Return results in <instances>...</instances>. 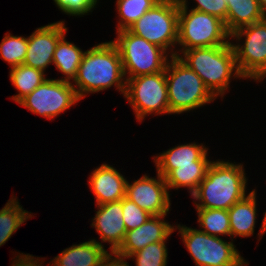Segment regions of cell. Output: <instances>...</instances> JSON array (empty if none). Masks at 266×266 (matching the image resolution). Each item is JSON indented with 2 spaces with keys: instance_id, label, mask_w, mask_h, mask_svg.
<instances>
[{
  "instance_id": "1",
  "label": "cell",
  "mask_w": 266,
  "mask_h": 266,
  "mask_svg": "<svg viewBox=\"0 0 266 266\" xmlns=\"http://www.w3.org/2000/svg\"><path fill=\"white\" fill-rule=\"evenodd\" d=\"M124 77L119 51L111 40L85 52L76 78L73 80L75 84L72 86L80 99H83L87 93L104 91L113 85L124 96L126 91Z\"/></svg>"
},
{
  "instance_id": "2",
  "label": "cell",
  "mask_w": 266,
  "mask_h": 266,
  "mask_svg": "<svg viewBox=\"0 0 266 266\" xmlns=\"http://www.w3.org/2000/svg\"><path fill=\"white\" fill-rule=\"evenodd\" d=\"M243 164L212 161L205 178L191 195L196 208L229 210L246 197L247 180ZM196 201L198 203H196Z\"/></svg>"
},
{
  "instance_id": "3",
  "label": "cell",
  "mask_w": 266,
  "mask_h": 266,
  "mask_svg": "<svg viewBox=\"0 0 266 266\" xmlns=\"http://www.w3.org/2000/svg\"><path fill=\"white\" fill-rule=\"evenodd\" d=\"M177 58L192 69L215 96L223 98L231 77L242 78L231 42L215 47H201L184 50ZM233 75V76H232Z\"/></svg>"
},
{
  "instance_id": "4",
  "label": "cell",
  "mask_w": 266,
  "mask_h": 266,
  "mask_svg": "<svg viewBox=\"0 0 266 266\" xmlns=\"http://www.w3.org/2000/svg\"><path fill=\"white\" fill-rule=\"evenodd\" d=\"M170 59L165 68L169 114L189 112L216 99L192 69L176 56Z\"/></svg>"
},
{
  "instance_id": "5",
  "label": "cell",
  "mask_w": 266,
  "mask_h": 266,
  "mask_svg": "<svg viewBox=\"0 0 266 266\" xmlns=\"http://www.w3.org/2000/svg\"><path fill=\"white\" fill-rule=\"evenodd\" d=\"M187 0H179L178 40L182 52L192 48L215 47L229 43L230 34L220 18L189 10Z\"/></svg>"
},
{
  "instance_id": "6",
  "label": "cell",
  "mask_w": 266,
  "mask_h": 266,
  "mask_svg": "<svg viewBox=\"0 0 266 266\" xmlns=\"http://www.w3.org/2000/svg\"><path fill=\"white\" fill-rule=\"evenodd\" d=\"M116 33L118 36L112 42L119 51L126 80L165 70L169 55L163 48L149 43L128 29Z\"/></svg>"
},
{
  "instance_id": "7",
  "label": "cell",
  "mask_w": 266,
  "mask_h": 266,
  "mask_svg": "<svg viewBox=\"0 0 266 266\" xmlns=\"http://www.w3.org/2000/svg\"><path fill=\"white\" fill-rule=\"evenodd\" d=\"M179 0H160L128 30L163 48L166 52L171 49V57L178 56V51L172 47L178 40ZM169 48V49H168Z\"/></svg>"
},
{
  "instance_id": "8",
  "label": "cell",
  "mask_w": 266,
  "mask_h": 266,
  "mask_svg": "<svg viewBox=\"0 0 266 266\" xmlns=\"http://www.w3.org/2000/svg\"><path fill=\"white\" fill-rule=\"evenodd\" d=\"M196 266H245L248 265L235 248L232 240L209 235L199 229L175 226Z\"/></svg>"
},
{
  "instance_id": "9",
  "label": "cell",
  "mask_w": 266,
  "mask_h": 266,
  "mask_svg": "<svg viewBox=\"0 0 266 266\" xmlns=\"http://www.w3.org/2000/svg\"><path fill=\"white\" fill-rule=\"evenodd\" d=\"M124 96L140 122L149 114H169L165 70L128 78Z\"/></svg>"
},
{
  "instance_id": "10",
  "label": "cell",
  "mask_w": 266,
  "mask_h": 266,
  "mask_svg": "<svg viewBox=\"0 0 266 266\" xmlns=\"http://www.w3.org/2000/svg\"><path fill=\"white\" fill-rule=\"evenodd\" d=\"M243 36V45L231 43L238 70L243 78L260 82L266 77V18L230 34L231 39L238 41Z\"/></svg>"
},
{
  "instance_id": "11",
  "label": "cell",
  "mask_w": 266,
  "mask_h": 266,
  "mask_svg": "<svg viewBox=\"0 0 266 266\" xmlns=\"http://www.w3.org/2000/svg\"><path fill=\"white\" fill-rule=\"evenodd\" d=\"M81 100L71 82L45 79L18 104L34 114L53 119Z\"/></svg>"
},
{
  "instance_id": "12",
  "label": "cell",
  "mask_w": 266,
  "mask_h": 266,
  "mask_svg": "<svg viewBox=\"0 0 266 266\" xmlns=\"http://www.w3.org/2000/svg\"><path fill=\"white\" fill-rule=\"evenodd\" d=\"M125 197L152 216L167 215L170 194L165 178L157 172V178L143 175L133 183H126Z\"/></svg>"
},
{
  "instance_id": "13",
  "label": "cell",
  "mask_w": 266,
  "mask_h": 266,
  "mask_svg": "<svg viewBox=\"0 0 266 266\" xmlns=\"http://www.w3.org/2000/svg\"><path fill=\"white\" fill-rule=\"evenodd\" d=\"M67 32L64 21L37 28L28 36V48L23 64L42 70L53 63V53L59 39Z\"/></svg>"
},
{
  "instance_id": "14",
  "label": "cell",
  "mask_w": 266,
  "mask_h": 266,
  "mask_svg": "<svg viewBox=\"0 0 266 266\" xmlns=\"http://www.w3.org/2000/svg\"><path fill=\"white\" fill-rule=\"evenodd\" d=\"M165 216H151L140 227L126 231L124 240L115 253L128 258L131 254L140 251L148 244L167 241L174 232L175 226L166 222L163 219Z\"/></svg>"
},
{
  "instance_id": "15",
  "label": "cell",
  "mask_w": 266,
  "mask_h": 266,
  "mask_svg": "<svg viewBox=\"0 0 266 266\" xmlns=\"http://www.w3.org/2000/svg\"><path fill=\"white\" fill-rule=\"evenodd\" d=\"M96 206L97 211L91 226L96 229L102 242L111 244V252H115L122 244L127 231L122 218V200Z\"/></svg>"
},
{
  "instance_id": "16",
  "label": "cell",
  "mask_w": 266,
  "mask_h": 266,
  "mask_svg": "<svg viewBox=\"0 0 266 266\" xmlns=\"http://www.w3.org/2000/svg\"><path fill=\"white\" fill-rule=\"evenodd\" d=\"M96 205L121 201L125 197L127 180L114 167L103 163L93 170L88 181Z\"/></svg>"
},
{
  "instance_id": "17",
  "label": "cell",
  "mask_w": 266,
  "mask_h": 266,
  "mask_svg": "<svg viewBox=\"0 0 266 266\" xmlns=\"http://www.w3.org/2000/svg\"><path fill=\"white\" fill-rule=\"evenodd\" d=\"M208 148L203 144L187 143L175 146L154 157L156 171L166 177L177 166L194 165V161L208 160Z\"/></svg>"
},
{
  "instance_id": "18",
  "label": "cell",
  "mask_w": 266,
  "mask_h": 266,
  "mask_svg": "<svg viewBox=\"0 0 266 266\" xmlns=\"http://www.w3.org/2000/svg\"><path fill=\"white\" fill-rule=\"evenodd\" d=\"M107 254L102 243L92 239L64 249L49 263L51 266H99Z\"/></svg>"
},
{
  "instance_id": "19",
  "label": "cell",
  "mask_w": 266,
  "mask_h": 266,
  "mask_svg": "<svg viewBox=\"0 0 266 266\" xmlns=\"http://www.w3.org/2000/svg\"><path fill=\"white\" fill-rule=\"evenodd\" d=\"M256 190L253 189L244 199L235 203L229 210L231 238L250 237L256 223Z\"/></svg>"
},
{
  "instance_id": "20",
  "label": "cell",
  "mask_w": 266,
  "mask_h": 266,
  "mask_svg": "<svg viewBox=\"0 0 266 266\" xmlns=\"http://www.w3.org/2000/svg\"><path fill=\"white\" fill-rule=\"evenodd\" d=\"M225 27L229 34L266 18L258 0H226Z\"/></svg>"
},
{
  "instance_id": "21",
  "label": "cell",
  "mask_w": 266,
  "mask_h": 266,
  "mask_svg": "<svg viewBox=\"0 0 266 266\" xmlns=\"http://www.w3.org/2000/svg\"><path fill=\"white\" fill-rule=\"evenodd\" d=\"M64 34L58 41L53 53V64L65 76L61 80L72 82L78 73V68L82 62L86 51L66 41Z\"/></svg>"
},
{
  "instance_id": "22",
  "label": "cell",
  "mask_w": 266,
  "mask_h": 266,
  "mask_svg": "<svg viewBox=\"0 0 266 266\" xmlns=\"http://www.w3.org/2000/svg\"><path fill=\"white\" fill-rule=\"evenodd\" d=\"M212 161H194V165L177 166L166 177L168 190H178L187 187L192 195L206 176V171Z\"/></svg>"
},
{
  "instance_id": "23",
  "label": "cell",
  "mask_w": 266,
  "mask_h": 266,
  "mask_svg": "<svg viewBox=\"0 0 266 266\" xmlns=\"http://www.w3.org/2000/svg\"><path fill=\"white\" fill-rule=\"evenodd\" d=\"M10 80L18 90V94L11 97L13 101L19 103L23 98L29 95L45 79L46 74L42 70L21 64L11 68Z\"/></svg>"
},
{
  "instance_id": "24",
  "label": "cell",
  "mask_w": 266,
  "mask_h": 266,
  "mask_svg": "<svg viewBox=\"0 0 266 266\" xmlns=\"http://www.w3.org/2000/svg\"><path fill=\"white\" fill-rule=\"evenodd\" d=\"M32 216L22 208L17 198H11L0 210V246L4 245L12 234Z\"/></svg>"
},
{
  "instance_id": "25",
  "label": "cell",
  "mask_w": 266,
  "mask_h": 266,
  "mask_svg": "<svg viewBox=\"0 0 266 266\" xmlns=\"http://www.w3.org/2000/svg\"><path fill=\"white\" fill-rule=\"evenodd\" d=\"M200 231L219 237L229 235L231 238L230 217L228 210L196 208Z\"/></svg>"
},
{
  "instance_id": "26",
  "label": "cell",
  "mask_w": 266,
  "mask_h": 266,
  "mask_svg": "<svg viewBox=\"0 0 266 266\" xmlns=\"http://www.w3.org/2000/svg\"><path fill=\"white\" fill-rule=\"evenodd\" d=\"M160 0H117V32L128 29Z\"/></svg>"
},
{
  "instance_id": "27",
  "label": "cell",
  "mask_w": 266,
  "mask_h": 266,
  "mask_svg": "<svg viewBox=\"0 0 266 266\" xmlns=\"http://www.w3.org/2000/svg\"><path fill=\"white\" fill-rule=\"evenodd\" d=\"M28 48V37L6 33L0 44V56L11 68L24 63Z\"/></svg>"
},
{
  "instance_id": "28",
  "label": "cell",
  "mask_w": 266,
  "mask_h": 266,
  "mask_svg": "<svg viewBox=\"0 0 266 266\" xmlns=\"http://www.w3.org/2000/svg\"><path fill=\"white\" fill-rule=\"evenodd\" d=\"M165 242L148 244L140 251L131 254L127 259L136 258V266H166L168 252Z\"/></svg>"
},
{
  "instance_id": "29",
  "label": "cell",
  "mask_w": 266,
  "mask_h": 266,
  "mask_svg": "<svg viewBox=\"0 0 266 266\" xmlns=\"http://www.w3.org/2000/svg\"><path fill=\"white\" fill-rule=\"evenodd\" d=\"M122 211L127 231L140 227L152 216L126 197L122 199Z\"/></svg>"
},
{
  "instance_id": "30",
  "label": "cell",
  "mask_w": 266,
  "mask_h": 266,
  "mask_svg": "<svg viewBox=\"0 0 266 266\" xmlns=\"http://www.w3.org/2000/svg\"><path fill=\"white\" fill-rule=\"evenodd\" d=\"M57 7L70 16L87 15L95 8L98 0H53Z\"/></svg>"
},
{
  "instance_id": "31",
  "label": "cell",
  "mask_w": 266,
  "mask_h": 266,
  "mask_svg": "<svg viewBox=\"0 0 266 266\" xmlns=\"http://www.w3.org/2000/svg\"><path fill=\"white\" fill-rule=\"evenodd\" d=\"M197 6L194 10L214 15L226 23L227 1L226 0H195Z\"/></svg>"
},
{
  "instance_id": "32",
  "label": "cell",
  "mask_w": 266,
  "mask_h": 266,
  "mask_svg": "<svg viewBox=\"0 0 266 266\" xmlns=\"http://www.w3.org/2000/svg\"><path fill=\"white\" fill-rule=\"evenodd\" d=\"M126 259V257L119 256L115 252H111L103 258L99 266H129Z\"/></svg>"
},
{
  "instance_id": "33",
  "label": "cell",
  "mask_w": 266,
  "mask_h": 266,
  "mask_svg": "<svg viewBox=\"0 0 266 266\" xmlns=\"http://www.w3.org/2000/svg\"><path fill=\"white\" fill-rule=\"evenodd\" d=\"M265 232H266V212L264 213V218H263L261 230L258 233V236H260L262 238V236L265 234Z\"/></svg>"
},
{
  "instance_id": "34",
  "label": "cell",
  "mask_w": 266,
  "mask_h": 266,
  "mask_svg": "<svg viewBox=\"0 0 266 266\" xmlns=\"http://www.w3.org/2000/svg\"><path fill=\"white\" fill-rule=\"evenodd\" d=\"M258 3L260 4L261 10L266 15V0H258Z\"/></svg>"
}]
</instances>
